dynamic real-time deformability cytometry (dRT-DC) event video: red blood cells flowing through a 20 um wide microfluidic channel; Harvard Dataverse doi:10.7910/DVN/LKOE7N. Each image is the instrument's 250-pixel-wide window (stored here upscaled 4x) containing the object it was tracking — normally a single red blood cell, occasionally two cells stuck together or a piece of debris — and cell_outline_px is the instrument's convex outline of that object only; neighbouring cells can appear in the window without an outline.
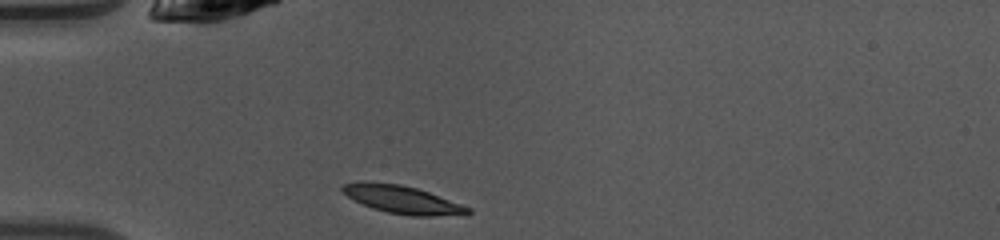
{"species": "common noctule bat (a hibernating species)", "species_latin": "Nyctalus noctula", "temperature_condition": "warm", "stored_images_in_passage": 36, "camera_frame_rate_fps": 3000, "um_per_image_px": 0.085, "animal": {"sex": "female", "body_mass_g": 10.0, "forearm_length_mm": 53.1}, "frame": {"image": 1, "passage_image": 1, "time_ms": 0.0, "image_size_px": [1000, 240], "cell_outline_px": [[472, 212], [468, 216], [412, 216], [388, 212], [372, 208], [348, 196], [340, 188], [344, 184], [364, 180], [368, 180], [400, 184], [416, 188], [428, 192], [472, 208]], "centroid_in_image_um": [34.27, 16.97], "position_along_channel_um": 50.7, "area_um2": 20.58}}
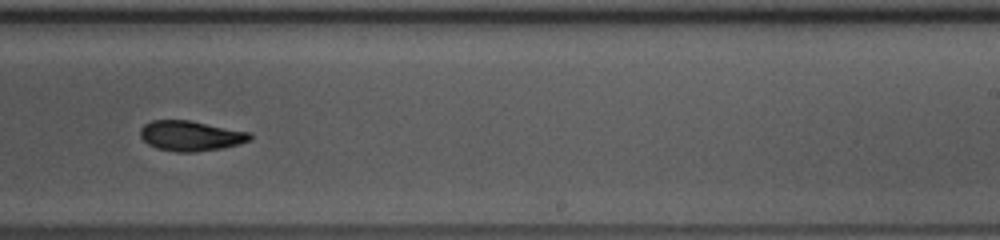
{"frame": {"image": 2, "passage_image": 18, "time_ms": 5.667, "image_size_px": [1000, 240], "cell_outline_px": [[252, 140], [240, 144], [224, 148], [196, 152], [176, 152], [156, 148], [148, 144], [140, 136], [140, 128], [144, 124], [152, 120], [192, 120], [252, 132]], "centroid_in_image_um": [16.25, 11.54], "position_along_channel_um": 272.7, "area_um2": 19.71}}
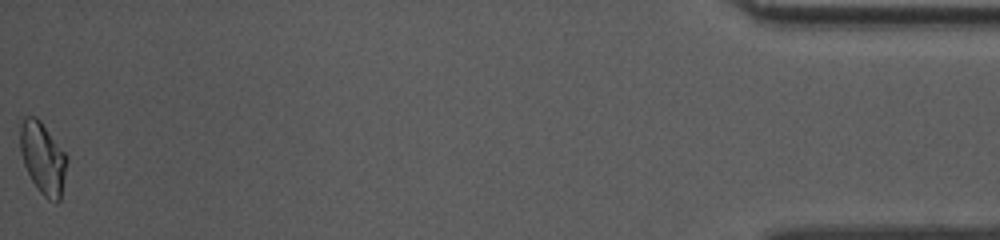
{"frame": {"image": 3, "passage_image": 36, "time_ms": 11.667, "image_size_px": [1000, 240], "cell_outline_px": [[68, 160], [60, 200], [56, 204], [48, 200], [40, 192], [32, 180], [24, 164], [20, 152], [20, 124], [24, 116], [36, 116], [40, 120], [68, 156]], "centroid_in_image_um": [3.65, 13.44], "position_along_channel_um": 431.6, "area_um2": 19.65}, "authors_computed_cell_mechanics": {"area_um2": 19.5364, "velocity_mm_per_s": 4.139, "shape_relaxation_time_tau1_ms": 3.5094, "shape_relaxation_time_tau2_ms": null, "deformation_change_tau1": 0.1593, "deformation_change_tau2": null}}